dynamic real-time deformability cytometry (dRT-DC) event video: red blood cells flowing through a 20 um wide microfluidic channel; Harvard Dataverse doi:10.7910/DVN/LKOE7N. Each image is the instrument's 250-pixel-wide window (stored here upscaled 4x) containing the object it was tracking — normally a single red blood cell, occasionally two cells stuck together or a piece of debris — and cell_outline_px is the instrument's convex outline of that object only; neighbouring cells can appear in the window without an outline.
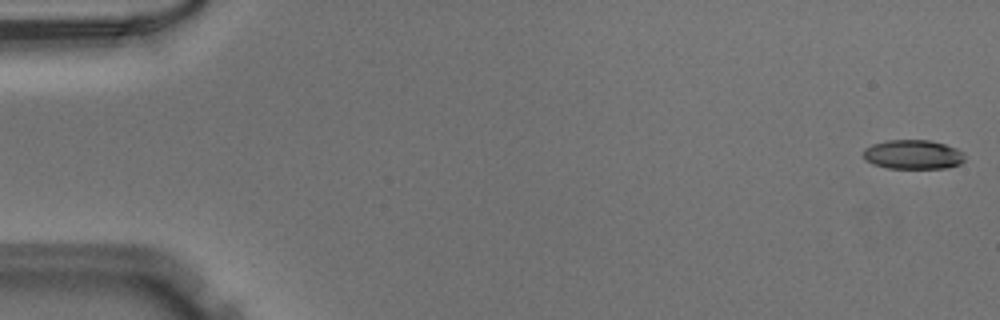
{"species": "Egyptian fruit bat (a non-hibernating species)", "species_latin": "Rousettus aegyptiacus", "temperature_condition": "warm", "stored_images_in_passage": 51, "camera_frame_rate_fps": 3000, "um_per_image_px": 0.085, "animal": {"sex": "male"}, "frame": {"image": 1, "passage_image": 1, "time_ms": 0.0, "image_size_px": [1000, 320], "cell_outline_px": [[964, 160], [960, 164], [948, 168], [888, 168], [872, 164], [864, 160], [864, 148], [872, 144], [888, 140], [928, 140], [944, 144], [956, 148], [964, 152]], "centroid_in_image_um": [77.6, 13.14], "position_along_channel_um": 7.4, "area_um2": 17.4}}
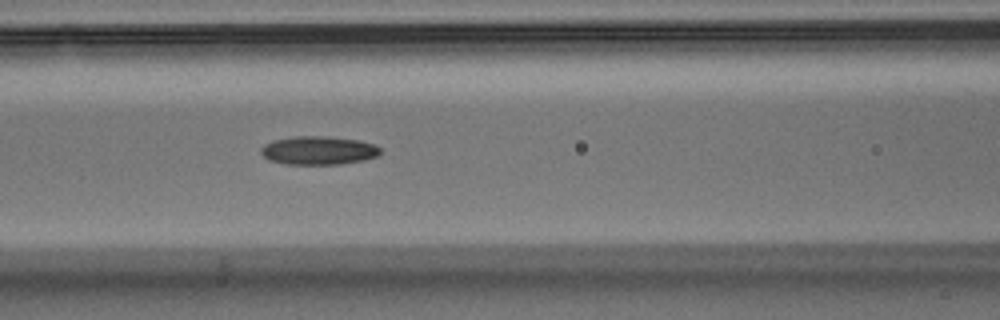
{"frame": {"image": 2, "passage_image": 22, "time_ms": 7.0, "image_size_px": [1000, 320], "cell_outline_px": [[380, 152], [376, 156], [364, 160], [340, 164], [288, 164], [268, 160], [260, 152], [260, 148], [264, 144], [272, 140], [296, 136], [328, 136], [360, 140], [376, 144], [380, 148]], "centroid_in_image_um": [27.06, 12.78], "position_along_channel_um": 139.5, "area_um2": 19.94}}
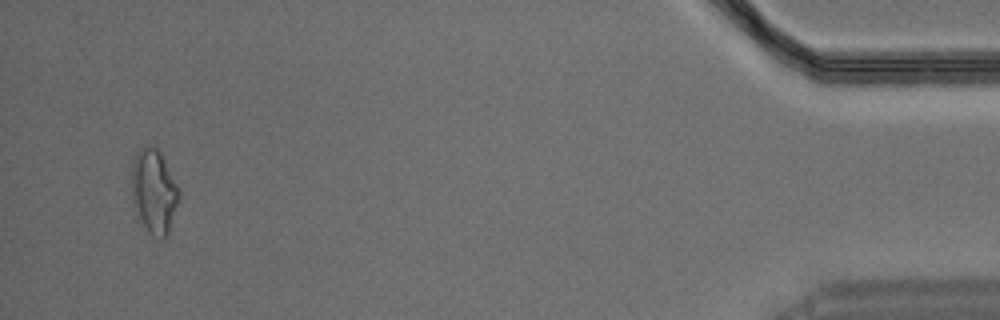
{"frame": {"image": 3, "passage_image": 49, "time_ms": 16.0, "image_size_px": [1000, 320], "cell_outline_px": [[180, 192], [168, 232], [164, 240], [160, 240], [152, 236], [136, 220], [132, 204], [132, 164], [136, 148], [148, 144], [156, 144]], "centroid_in_image_um": [13.02, 16.26], "position_along_channel_um": 422.2, "area_um2": 23.76}}